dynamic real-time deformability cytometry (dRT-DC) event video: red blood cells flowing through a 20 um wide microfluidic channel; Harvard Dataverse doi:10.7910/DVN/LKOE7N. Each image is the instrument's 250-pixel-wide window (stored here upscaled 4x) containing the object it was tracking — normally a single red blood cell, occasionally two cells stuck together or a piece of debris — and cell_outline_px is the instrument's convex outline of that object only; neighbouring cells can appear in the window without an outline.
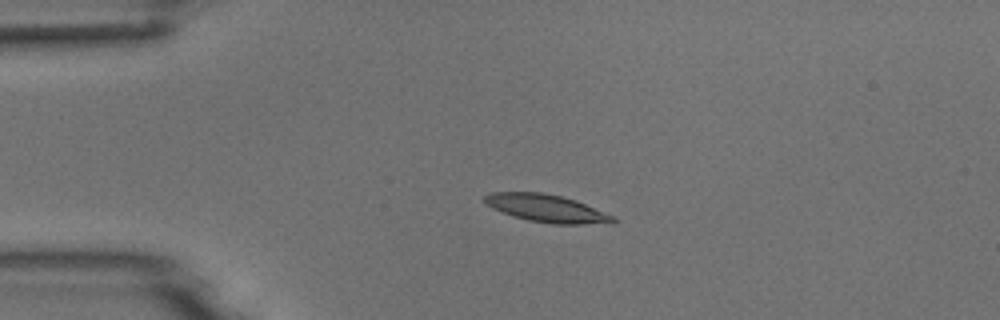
{"species": "common noctule bat (a hibernating species)", "species_latin": "Nyctalus noctula", "temperature_condition": "room temperature", "stored_images_in_passage": 3, "camera_frame_rate_fps": 3000, "um_per_image_px": 0.085, "animal": {"sex": "male", "body_mass_g": 18.8}, "frame": {"image": 1, "passage_image": 2, "time_ms": 0.333, "image_size_px": [1000, 320], "cell_outline_px": [[616, 220], [612, 224], [552, 224], [528, 220], [512, 216], [492, 208], [484, 204], [484, 196], [492, 192], [540, 192], [560, 196], [576, 200], [616, 216]], "centroid_in_image_um": [46.5, 17.72], "position_along_channel_um": 38.5, "area_um2": 20.92}}